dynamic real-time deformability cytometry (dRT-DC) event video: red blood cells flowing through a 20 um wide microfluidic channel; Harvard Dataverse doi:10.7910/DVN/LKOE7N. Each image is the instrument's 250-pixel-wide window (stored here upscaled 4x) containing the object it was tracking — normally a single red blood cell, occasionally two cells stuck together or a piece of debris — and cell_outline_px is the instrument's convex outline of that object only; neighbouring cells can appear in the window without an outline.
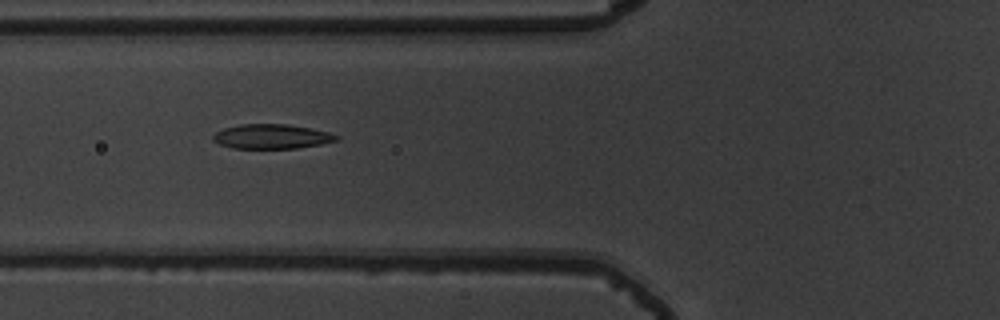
{"species": "common noctule bat (a hibernating species)", "species_latin": "Nyctalus noctula", "temperature_condition": "warm", "stored_images_in_passage": 36, "camera_frame_rate_fps": 3000, "um_per_image_px": 0.085, "animal": {"sex": "male", "body_mass_g": 19.5, "forearm_length_mm": 54.6}, "frame": {"image": 1, "passage_image": 9, "time_ms": 2.667, "image_size_px": [1000, 320], "cell_outline_px": [[340, 140], [320, 144], [296, 148], [232, 148], [220, 144], [212, 140], [212, 136], [216, 132], [224, 128], [240, 124], [288, 124], [328, 132], [340, 136]], "centroid_in_image_um": [23.09, 11.6], "position_along_channel_um": 102.7, "area_um2": 17.57}}
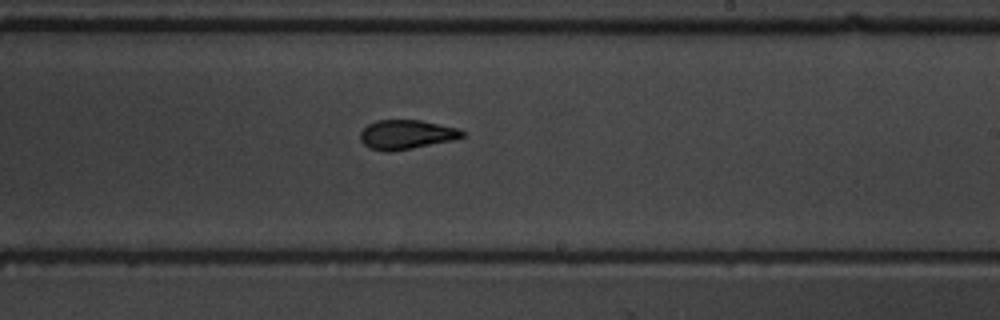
{"frame": {"image": 2, "passage_image": 21, "time_ms": 6.667, "image_size_px": [1000, 320], "cell_outline_px": [[464, 136], [456, 140], [392, 152], [384, 152], [368, 148], [360, 140], [360, 132], [368, 124], [376, 120], [420, 120], [460, 128], [464, 132]], "centroid_in_image_um": [34.55, 11.45], "position_along_channel_um": 254.4, "area_um2": 17.74}}
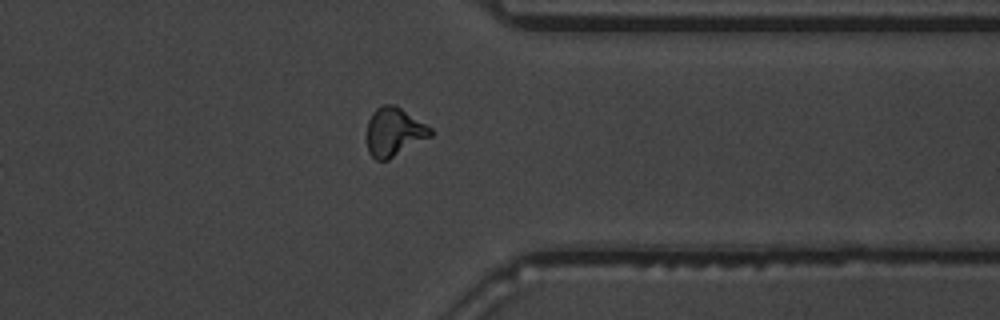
{"frame": {"image": 3, "passage_image": 31, "time_ms": 10.0, "image_size_px": [1000, 320], "cell_outline_px": [[432, 136], [388, 160], [376, 160], [368, 152], [368, 120], [372, 112], [376, 108], [384, 104], [396, 104], [432, 128]], "centroid_in_image_um": [33.51, 11.2], "position_along_channel_um": 377.9, "area_um2": 18.09}, "authors_computed_cell_mechanics": {"area_um2": 17.7157, "velocity_mm_per_s": 3.7991, "shape_relaxation_time_tau1_ms": 5.6397, "shape_relaxation_time_tau2_ms": 2.2768, "deformation_change_tau1": 0.2025, "deformation_change_tau2": 0.08}}